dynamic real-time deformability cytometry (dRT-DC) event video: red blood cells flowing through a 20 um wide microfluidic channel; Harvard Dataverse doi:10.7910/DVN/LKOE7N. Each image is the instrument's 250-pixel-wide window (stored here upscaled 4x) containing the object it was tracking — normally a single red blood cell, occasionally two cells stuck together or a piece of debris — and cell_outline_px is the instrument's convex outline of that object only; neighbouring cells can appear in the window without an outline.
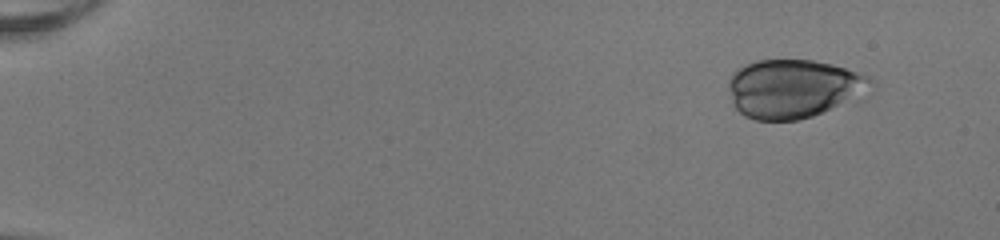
{"species": "human", "species_latin": "Homo sapiens", "temperature_condition": "room temperature", "stored_images_in_passage": 48, "camera_frame_rate_fps": 3000, "um_per_image_px": 0.085, "donor": {"sex": "female"}, "frame": {"image": 1, "passage_image": 1, "time_ms": 0.0, "image_size_px": [1000, 240], "cell_outline_px": [[876, 80], [852, 96], [812, 116], [800, 120], [756, 120], [744, 116], [732, 104], [728, 84], [728, 80], [732, 72], [744, 64], [756, 60], [812, 60], [832, 64], [872, 76]], "centroid_in_image_um": [67.31, 7.5], "position_along_channel_um": 17.7, "area_um2": 47.57}}
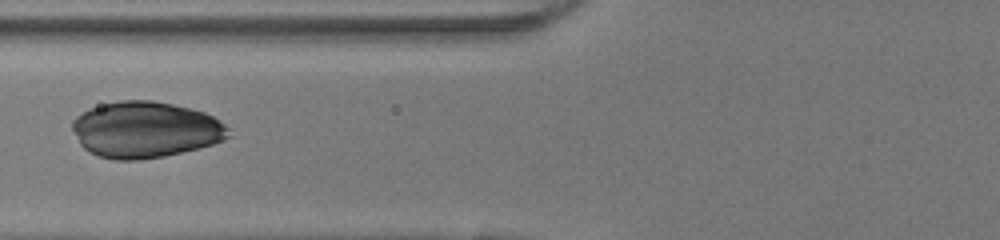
{"frame": {"image": 2, "passage_image": 19, "time_ms": 6.0, "image_size_px": [1000, 240], "cell_outline_px": [[232, 136], [224, 140], [200, 148], [164, 156], [140, 160], [116, 160], [100, 156], [88, 152], [80, 144], [72, 128], [72, 120], [76, 116], [88, 108], [120, 100], [152, 100], [172, 104], [204, 112], [212, 116], [224, 124], [228, 128]], "centroid_in_image_um": [12.35, 11.03], "position_along_channel_um": 113.4, "area_um2": 51.21}}
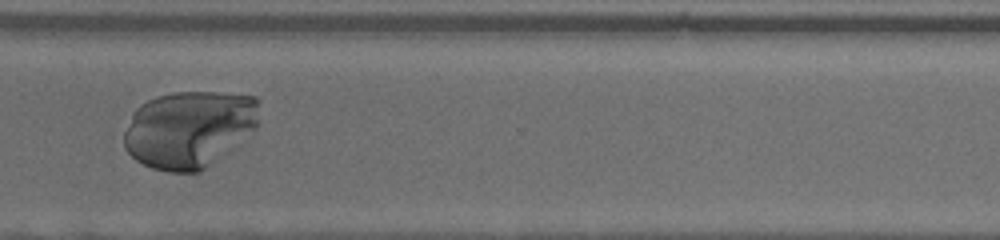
{"frame": {"image": 3, "passage_image": 37, "time_ms": 12.0, "image_size_px": [1000, 240], "cell_outline_px": [[256, 128], [240, 144], [200, 172], [168, 172], [152, 168], [136, 160], [124, 148], [124, 132], [136, 108], [140, 104], [156, 96], [172, 92], [220, 92], [256, 96]], "centroid_in_image_um": [16.07, 10.99], "position_along_channel_um": 354.5, "area_um2": 60.86}}